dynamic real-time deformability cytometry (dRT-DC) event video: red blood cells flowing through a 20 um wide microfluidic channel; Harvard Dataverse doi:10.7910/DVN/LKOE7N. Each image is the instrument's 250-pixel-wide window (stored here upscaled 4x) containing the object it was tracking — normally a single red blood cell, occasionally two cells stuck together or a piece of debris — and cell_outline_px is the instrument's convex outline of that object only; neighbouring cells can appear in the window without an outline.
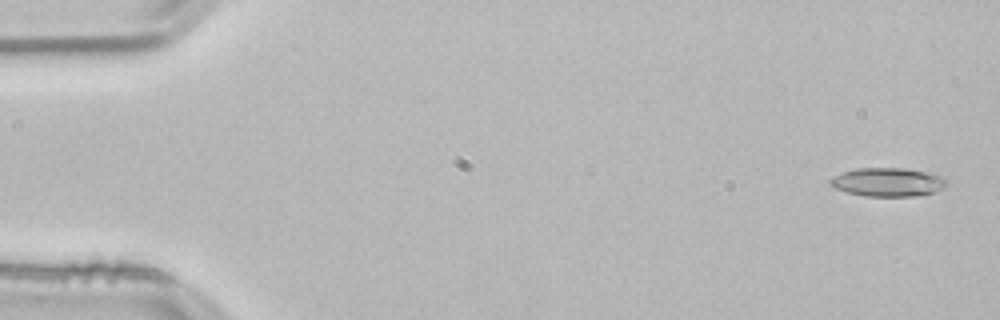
{"species": "common noctule bat (a hibernating species)", "species_latin": "Nyctalus noctula", "temperature_condition": "room temperature", "stored_images_in_passage": 53, "camera_frame_rate_fps": 3000, "um_per_image_px": 0.085, "animal": {"sex": "male", "body_mass_g": 21.5, "forearm_length_mm": 52.0}, "frame": {"image": 1, "passage_image": 2, "time_ms": 0.333, "image_size_px": [1000, 320], "cell_outline_px": [[948, 180], [944, 188], [936, 192], [916, 196], [864, 196], [848, 192], [836, 188], [828, 184], [828, 180], [832, 176], [840, 172], [856, 168], [900, 168], [932, 172], [944, 176]], "centroid_in_image_um": [75.48, 15.47], "position_along_channel_um": 9.5, "area_um2": 19.83}}
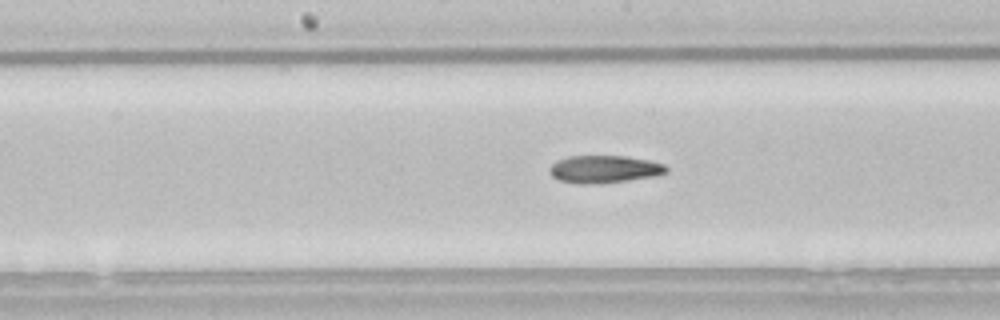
{"frame": {"image": 2, "passage_image": 27, "time_ms": 8.667, "image_size_px": [1000, 320], "cell_outline_px": [[668, 172], [656, 176], [628, 180], [592, 184], [576, 184], [560, 180], [552, 176], [548, 172], [552, 164], [568, 156], [624, 156], [648, 160], [664, 164], [668, 168]], "centroid_in_image_um": [51.37, 14.38], "position_along_channel_um": 196.8, "area_um2": 18.67}}
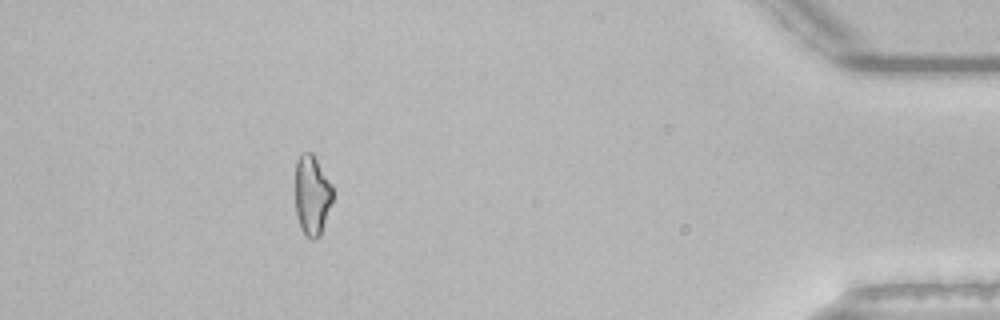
{"frame": {"image": 3, "passage_image": 48, "time_ms": 15.667, "image_size_px": [1000, 320], "cell_outline_px": [[332, 200], [320, 236], [312, 240], [304, 236], [300, 228], [296, 216], [296, 160], [300, 152], [312, 152], [332, 184]], "centroid_in_image_um": [26.5, 16.59], "position_along_channel_um": 408.7, "area_um2": 17.57}, "authors_computed_cell_mechanics": {"area_um2": 18.6694, "velocity_mm_per_s": 3.8424, "shape_relaxation_time_tau1_ms": 7.9704, "shape_relaxation_time_tau2_ms": null, "deformation_change_tau1": 0.1791, "deformation_change_tau2": null}}